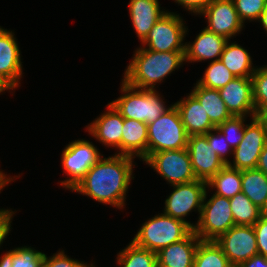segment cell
<instances>
[{"mask_svg": "<svg viewBox=\"0 0 267 267\" xmlns=\"http://www.w3.org/2000/svg\"><path fill=\"white\" fill-rule=\"evenodd\" d=\"M133 157L113 154L99 159L70 191L90 199L124 209L129 186L134 180ZM135 163V164H134Z\"/></svg>", "mask_w": 267, "mask_h": 267, "instance_id": "obj_1", "label": "cell"}, {"mask_svg": "<svg viewBox=\"0 0 267 267\" xmlns=\"http://www.w3.org/2000/svg\"><path fill=\"white\" fill-rule=\"evenodd\" d=\"M133 52L122 80L137 89L156 90L158 84L186 63L185 51L156 52L140 46Z\"/></svg>", "mask_w": 267, "mask_h": 267, "instance_id": "obj_2", "label": "cell"}, {"mask_svg": "<svg viewBox=\"0 0 267 267\" xmlns=\"http://www.w3.org/2000/svg\"><path fill=\"white\" fill-rule=\"evenodd\" d=\"M120 97L110 103L124 117L138 120L147 125L173 107L166 105L163 95L154 89H137L121 80Z\"/></svg>", "mask_w": 267, "mask_h": 267, "instance_id": "obj_3", "label": "cell"}, {"mask_svg": "<svg viewBox=\"0 0 267 267\" xmlns=\"http://www.w3.org/2000/svg\"><path fill=\"white\" fill-rule=\"evenodd\" d=\"M192 231L187 223L159 213L142 223L131 241L139 247L157 253L170 244L186 238Z\"/></svg>", "mask_w": 267, "mask_h": 267, "instance_id": "obj_4", "label": "cell"}, {"mask_svg": "<svg viewBox=\"0 0 267 267\" xmlns=\"http://www.w3.org/2000/svg\"><path fill=\"white\" fill-rule=\"evenodd\" d=\"M208 188L205 191L199 219L194 233L202 241H215L235 225L230 199L213 194L210 199Z\"/></svg>", "mask_w": 267, "mask_h": 267, "instance_id": "obj_5", "label": "cell"}, {"mask_svg": "<svg viewBox=\"0 0 267 267\" xmlns=\"http://www.w3.org/2000/svg\"><path fill=\"white\" fill-rule=\"evenodd\" d=\"M147 129L148 156L164 150L187 148L188 135L175 105L160 115L157 120L148 124Z\"/></svg>", "mask_w": 267, "mask_h": 267, "instance_id": "obj_6", "label": "cell"}, {"mask_svg": "<svg viewBox=\"0 0 267 267\" xmlns=\"http://www.w3.org/2000/svg\"><path fill=\"white\" fill-rule=\"evenodd\" d=\"M103 156L97 146L89 140L77 139L69 142L61 154L63 173L67 177L58 184L65 190L71 191L87 171Z\"/></svg>", "mask_w": 267, "mask_h": 267, "instance_id": "obj_7", "label": "cell"}, {"mask_svg": "<svg viewBox=\"0 0 267 267\" xmlns=\"http://www.w3.org/2000/svg\"><path fill=\"white\" fill-rule=\"evenodd\" d=\"M179 13L167 11L149 31L141 47L156 52L185 51L188 26Z\"/></svg>", "mask_w": 267, "mask_h": 267, "instance_id": "obj_8", "label": "cell"}, {"mask_svg": "<svg viewBox=\"0 0 267 267\" xmlns=\"http://www.w3.org/2000/svg\"><path fill=\"white\" fill-rule=\"evenodd\" d=\"M171 187H173V191L165 199L163 213L187 223L194 229L195 224L187 221L186 218L191 212L197 211L199 219L207 182L194 180L188 183L171 185Z\"/></svg>", "mask_w": 267, "mask_h": 267, "instance_id": "obj_9", "label": "cell"}, {"mask_svg": "<svg viewBox=\"0 0 267 267\" xmlns=\"http://www.w3.org/2000/svg\"><path fill=\"white\" fill-rule=\"evenodd\" d=\"M144 162L170 186L197 180L187 148L151 153Z\"/></svg>", "mask_w": 267, "mask_h": 267, "instance_id": "obj_10", "label": "cell"}, {"mask_svg": "<svg viewBox=\"0 0 267 267\" xmlns=\"http://www.w3.org/2000/svg\"><path fill=\"white\" fill-rule=\"evenodd\" d=\"M250 123L245 125L243 139L233 149V157L228 166L247 170L257 167L260 153L267 144L266 124L258 117L250 118Z\"/></svg>", "mask_w": 267, "mask_h": 267, "instance_id": "obj_11", "label": "cell"}, {"mask_svg": "<svg viewBox=\"0 0 267 267\" xmlns=\"http://www.w3.org/2000/svg\"><path fill=\"white\" fill-rule=\"evenodd\" d=\"M215 242L233 266L259 254L253 226L234 225Z\"/></svg>", "mask_w": 267, "mask_h": 267, "instance_id": "obj_12", "label": "cell"}, {"mask_svg": "<svg viewBox=\"0 0 267 267\" xmlns=\"http://www.w3.org/2000/svg\"><path fill=\"white\" fill-rule=\"evenodd\" d=\"M14 33L0 26V81L10 93L20 87L24 74L20 45Z\"/></svg>", "mask_w": 267, "mask_h": 267, "instance_id": "obj_13", "label": "cell"}, {"mask_svg": "<svg viewBox=\"0 0 267 267\" xmlns=\"http://www.w3.org/2000/svg\"><path fill=\"white\" fill-rule=\"evenodd\" d=\"M200 16L206 19V29L228 40L232 37L234 39V36L245 29L232 0H213L198 17Z\"/></svg>", "mask_w": 267, "mask_h": 267, "instance_id": "obj_14", "label": "cell"}, {"mask_svg": "<svg viewBox=\"0 0 267 267\" xmlns=\"http://www.w3.org/2000/svg\"><path fill=\"white\" fill-rule=\"evenodd\" d=\"M107 110L98 115L85 128L91 138L105 147L117 150L118 155H122V131L124 127V117L116 110V108L108 102Z\"/></svg>", "mask_w": 267, "mask_h": 267, "instance_id": "obj_15", "label": "cell"}, {"mask_svg": "<svg viewBox=\"0 0 267 267\" xmlns=\"http://www.w3.org/2000/svg\"><path fill=\"white\" fill-rule=\"evenodd\" d=\"M187 150L197 180L208 182L225 166L204 134L188 136Z\"/></svg>", "mask_w": 267, "mask_h": 267, "instance_id": "obj_16", "label": "cell"}, {"mask_svg": "<svg viewBox=\"0 0 267 267\" xmlns=\"http://www.w3.org/2000/svg\"><path fill=\"white\" fill-rule=\"evenodd\" d=\"M218 91L232 116L256 117L251 77H234Z\"/></svg>", "mask_w": 267, "mask_h": 267, "instance_id": "obj_17", "label": "cell"}, {"mask_svg": "<svg viewBox=\"0 0 267 267\" xmlns=\"http://www.w3.org/2000/svg\"><path fill=\"white\" fill-rule=\"evenodd\" d=\"M228 39L222 35L215 34L205 27L192 42H185V62L196 63L220 60L221 54Z\"/></svg>", "mask_w": 267, "mask_h": 267, "instance_id": "obj_18", "label": "cell"}, {"mask_svg": "<svg viewBox=\"0 0 267 267\" xmlns=\"http://www.w3.org/2000/svg\"><path fill=\"white\" fill-rule=\"evenodd\" d=\"M188 136L206 134L216 128L199 100L190 92L174 103Z\"/></svg>", "mask_w": 267, "mask_h": 267, "instance_id": "obj_19", "label": "cell"}, {"mask_svg": "<svg viewBox=\"0 0 267 267\" xmlns=\"http://www.w3.org/2000/svg\"><path fill=\"white\" fill-rule=\"evenodd\" d=\"M128 11L133 29L142 43L151 28L168 10L162 9L158 0H130Z\"/></svg>", "mask_w": 267, "mask_h": 267, "instance_id": "obj_20", "label": "cell"}, {"mask_svg": "<svg viewBox=\"0 0 267 267\" xmlns=\"http://www.w3.org/2000/svg\"><path fill=\"white\" fill-rule=\"evenodd\" d=\"M200 238L192 231L186 238L157 252V267H193Z\"/></svg>", "mask_w": 267, "mask_h": 267, "instance_id": "obj_21", "label": "cell"}, {"mask_svg": "<svg viewBox=\"0 0 267 267\" xmlns=\"http://www.w3.org/2000/svg\"><path fill=\"white\" fill-rule=\"evenodd\" d=\"M122 133V155L144 161L148 157L147 124L138 120L124 118Z\"/></svg>", "mask_w": 267, "mask_h": 267, "instance_id": "obj_22", "label": "cell"}, {"mask_svg": "<svg viewBox=\"0 0 267 267\" xmlns=\"http://www.w3.org/2000/svg\"><path fill=\"white\" fill-rule=\"evenodd\" d=\"M220 60L235 77H252L257 68L247 49L231 39L226 43Z\"/></svg>", "mask_w": 267, "mask_h": 267, "instance_id": "obj_23", "label": "cell"}, {"mask_svg": "<svg viewBox=\"0 0 267 267\" xmlns=\"http://www.w3.org/2000/svg\"><path fill=\"white\" fill-rule=\"evenodd\" d=\"M191 93L199 100L210 121L216 127L232 117L218 90L206 88L195 83Z\"/></svg>", "mask_w": 267, "mask_h": 267, "instance_id": "obj_24", "label": "cell"}, {"mask_svg": "<svg viewBox=\"0 0 267 267\" xmlns=\"http://www.w3.org/2000/svg\"><path fill=\"white\" fill-rule=\"evenodd\" d=\"M208 190H215L213 194L232 198L242 191L241 170L225 165L207 182Z\"/></svg>", "mask_w": 267, "mask_h": 267, "instance_id": "obj_25", "label": "cell"}, {"mask_svg": "<svg viewBox=\"0 0 267 267\" xmlns=\"http://www.w3.org/2000/svg\"><path fill=\"white\" fill-rule=\"evenodd\" d=\"M242 193L262 209L267 199V175L257 168L241 171Z\"/></svg>", "mask_w": 267, "mask_h": 267, "instance_id": "obj_26", "label": "cell"}, {"mask_svg": "<svg viewBox=\"0 0 267 267\" xmlns=\"http://www.w3.org/2000/svg\"><path fill=\"white\" fill-rule=\"evenodd\" d=\"M45 253L31 246L15 247L0 257V267H41Z\"/></svg>", "mask_w": 267, "mask_h": 267, "instance_id": "obj_27", "label": "cell"}, {"mask_svg": "<svg viewBox=\"0 0 267 267\" xmlns=\"http://www.w3.org/2000/svg\"><path fill=\"white\" fill-rule=\"evenodd\" d=\"M116 261L119 267H157V254L130 241L117 253Z\"/></svg>", "mask_w": 267, "mask_h": 267, "instance_id": "obj_28", "label": "cell"}, {"mask_svg": "<svg viewBox=\"0 0 267 267\" xmlns=\"http://www.w3.org/2000/svg\"><path fill=\"white\" fill-rule=\"evenodd\" d=\"M221 247L215 241H200L193 267H232Z\"/></svg>", "mask_w": 267, "mask_h": 267, "instance_id": "obj_29", "label": "cell"}, {"mask_svg": "<svg viewBox=\"0 0 267 267\" xmlns=\"http://www.w3.org/2000/svg\"><path fill=\"white\" fill-rule=\"evenodd\" d=\"M235 225L253 226L261 218V209L242 192L230 198Z\"/></svg>", "mask_w": 267, "mask_h": 267, "instance_id": "obj_30", "label": "cell"}, {"mask_svg": "<svg viewBox=\"0 0 267 267\" xmlns=\"http://www.w3.org/2000/svg\"><path fill=\"white\" fill-rule=\"evenodd\" d=\"M208 64L203 76L196 81L200 86L219 90L235 77L221 60L210 61Z\"/></svg>", "mask_w": 267, "mask_h": 267, "instance_id": "obj_31", "label": "cell"}, {"mask_svg": "<svg viewBox=\"0 0 267 267\" xmlns=\"http://www.w3.org/2000/svg\"><path fill=\"white\" fill-rule=\"evenodd\" d=\"M253 101L258 116L265 108H267V65L257 66L251 77Z\"/></svg>", "mask_w": 267, "mask_h": 267, "instance_id": "obj_32", "label": "cell"}, {"mask_svg": "<svg viewBox=\"0 0 267 267\" xmlns=\"http://www.w3.org/2000/svg\"><path fill=\"white\" fill-rule=\"evenodd\" d=\"M246 119L245 116H232L216 127L232 149H235L243 139Z\"/></svg>", "mask_w": 267, "mask_h": 267, "instance_id": "obj_33", "label": "cell"}, {"mask_svg": "<svg viewBox=\"0 0 267 267\" xmlns=\"http://www.w3.org/2000/svg\"><path fill=\"white\" fill-rule=\"evenodd\" d=\"M239 19L245 25L247 21L257 22L266 9L267 0H232Z\"/></svg>", "mask_w": 267, "mask_h": 267, "instance_id": "obj_34", "label": "cell"}, {"mask_svg": "<svg viewBox=\"0 0 267 267\" xmlns=\"http://www.w3.org/2000/svg\"><path fill=\"white\" fill-rule=\"evenodd\" d=\"M204 135L209 145L214 149L216 155L219 156L225 165H228L231 161L228 157L233 153V149L227 143L224 135L217 128H214Z\"/></svg>", "mask_w": 267, "mask_h": 267, "instance_id": "obj_35", "label": "cell"}, {"mask_svg": "<svg viewBox=\"0 0 267 267\" xmlns=\"http://www.w3.org/2000/svg\"><path fill=\"white\" fill-rule=\"evenodd\" d=\"M85 261L70 258L65 254L64 250L57 251L52 256L45 254L41 267H88Z\"/></svg>", "mask_w": 267, "mask_h": 267, "instance_id": "obj_36", "label": "cell"}, {"mask_svg": "<svg viewBox=\"0 0 267 267\" xmlns=\"http://www.w3.org/2000/svg\"><path fill=\"white\" fill-rule=\"evenodd\" d=\"M256 235L258 253L267 258V217L261 218L253 225Z\"/></svg>", "mask_w": 267, "mask_h": 267, "instance_id": "obj_37", "label": "cell"}, {"mask_svg": "<svg viewBox=\"0 0 267 267\" xmlns=\"http://www.w3.org/2000/svg\"><path fill=\"white\" fill-rule=\"evenodd\" d=\"M17 211L10 209H3L0 211V247L5 242L6 238L9 236L12 228V219L16 215Z\"/></svg>", "mask_w": 267, "mask_h": 267, "instance_id": "obj_38", "label": "cell"}, {"mask_svg": "<svg viewBox=\"0 0 267 267\" xmlns=\"http://www.w3.org/2000/svg\"><path fill=\"white\" fill-rule=\"evenodd\" d=\"M176 4L183 7L189 14L193 13L195 16H199L201 12L211 4L213 0H173Z\"/></svg>", "mask_w": 267, "mask_h": 267, "instance_id": "obj_39", "label": "cell"}, {"mask_svg": "<svg viewBox=\"0 0 267 267\" xmlns=\"http://www.w3.org/2000/svg\"><path fill=\"white\" fill-rule=\"evenodd\" d=\"M239 267H267V258L257 254L242 262Z\"/></svg>", "mask_w": 267, "mask_h": 267, "instance_id": "obj_40", "label": "cell"}, {"mask_svg": "<svg viewBox=\"0 0 267 267\" xmlns=\"http://www.w3.org/2000/svg\"><path fill=\"white\" fill-rule=\"evenodd\" d=\"M256 168L267 175V144L264 146L262 152L260 153Z\"/></svg>", "mask_w": 267, "mask_h": 267, "instance_id": "obj_41", "label": "cell"}, {"mask_svg": "<svg viewBox=\"0 0 267 267\" xmlns=\"http://www.w3.org/2000/svg\"><path fill=\"white\" fill-rule=\"evenodd\" d=\"M257 22L261 24V27H263L264 31H266L267 33V5H266V9L260 15Z\"/></svg>", "mask_w": 267, "mask_h": 267, "instance_id": "obj_42", "label": "cell"}, {"mask_svg": "<svg viewBox=\"0 0 267 267\" xmlns=\"http://www.w3.org/2000/svg\"><path fill=\"white\" fill-rule=\"evenodd\" d=\"M0 175L10 184L12 181L14 182L16 179L20 178V174H18V176L17 175L9 176L5 174V172H3L2 169H0Z\"/></svg>", "mask_w": 267, "mask_h": 267, "instance_id": "obj_43", "label": "cell"}, {"mask_svg": "<svg viewBox=\"0 0 267 267\" xmlns=\"http://www.w3.org/2000/svg\"><path fill=\"white\" fill-rule=\"evenodd\" d=\"M8 182L0 175V193L1 191L8 186ZM4 208H0V211H2Z\"/></svg>", "mask_w": 267, "mask_h": 267, "instance_id": "obj_44", "label": "cell"}, {"mask_svg": "<svg viewBox=\"0 0 267 267\" xmlns=\"http://www.w3.org/2000/svg\"><path fill=\"white\" fill-rule=\"evenodd\" d=\"M258 117L266 124L267 127V108H265Z\"/></svg>", "mask_w": 267, "mask_h": 267, "instance_id": "obj_45", "label": "cell"}, {"mask_svg": "<svg viewBox=\"0 0 267 267\" xmlns=\"http://www.w3.org/2000/svg\"><path fill=\"white\" fill-rule=\"evenodd\" d=\"M261 215L264 217H267V199H266L265 205L261 209Z\"/></svg>", "mask_w": 267, "mask_h": 267, "instance_id": "obj_46", "label": "cell"}, {"mask_svg": "<svg viewBox=\"0 0 267 267\" xmlns=\"http://www.w3.org/2000/svg\"><path fill=\"white\" fill-rule=\"evenodd\" d=\"M5 91L10 92L0 81V94L4 93Z\"/></svg>", "mask_w": 267, "mask_h": 267, "instance_id": "obj_47", "label": "cell"}, {"mask_svg": "<svg viewBox=\"0 0 267 267\" xmlns=\"http://www.w3.org/2000/svg\"><path fill=\"white\" fill-rule=\"evenodd\" d=\"M88 267H96L94 263H89Z\"/></svg>", "mask_w": 267, "mask_h": 267, "instance_id": "obj_48", "label": "cell"}]
</instances>
